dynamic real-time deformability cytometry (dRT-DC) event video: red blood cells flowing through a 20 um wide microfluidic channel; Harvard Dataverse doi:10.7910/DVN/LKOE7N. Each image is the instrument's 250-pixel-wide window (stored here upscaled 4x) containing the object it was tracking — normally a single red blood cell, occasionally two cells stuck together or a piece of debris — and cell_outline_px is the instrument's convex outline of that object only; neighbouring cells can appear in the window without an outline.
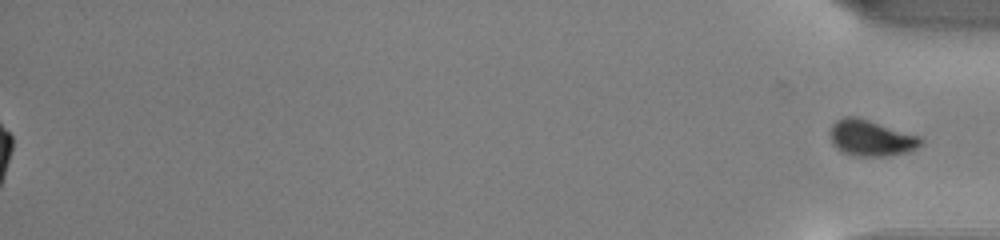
{"species": "common noctule bat (a hibernating species)", "species_latin": "Nyctalus noctula", "temperature_condition": "warm", "stored_images_in_passage": 52, "segment_of_instrument_passage": [2, 2], "camera_frame_rate_fps": 3000, "um_per_image_px": 0.085, "animal": {"sex": "male", "body_mass_g": 13.0, "forearm_length_mm": 53.1}, "frame": {"image": 1, "passage_image": 52, "time_ms": 17.0, "image_size_px": [1000, 240], "cell_outline_px": [[924, 140], [916, 148], [904, 152], [888, 156], [856, 156], [840, 152], [832, 144], [832, 124], [836, 120], [844, 116], [856, 116], [920, 136]], "centroid_in_image_um": [74.02, 11.73], "position_along_channel_um": 361.2, "area_um2": 18.9}}